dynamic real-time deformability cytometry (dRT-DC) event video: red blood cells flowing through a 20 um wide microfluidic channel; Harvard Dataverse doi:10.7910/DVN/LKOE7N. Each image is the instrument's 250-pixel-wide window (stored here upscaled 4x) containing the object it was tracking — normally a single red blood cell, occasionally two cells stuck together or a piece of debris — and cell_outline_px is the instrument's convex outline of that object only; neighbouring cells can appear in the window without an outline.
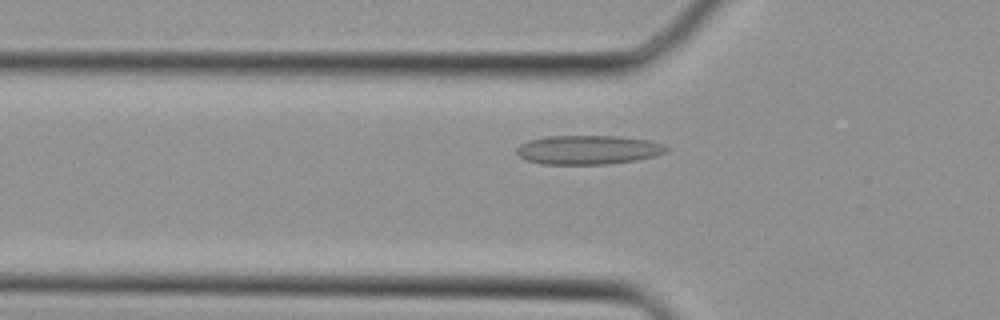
{"species": "Egyptian fruit bat (a non-hibernating species)", "species_latin": "Rousettus aegyptiacus", "temperature_condition": "cold", "stored_images_in_passage": 37, "camera_frame_rate_fps": 3000, "um_per_image_px": 0.085, "animal": {"sex": "female"}, "frame": {"image": 1, "passage_image": 12, "time_ms": 3.667, "image_size_px": [1000, 320], "cell_outline_px": [[672, 148], [668, 152], [636, 160], [608, 164], [540, 164], [528, 160], [520, 156], [516, 152], [516, 148], [520, 144], [528, 140], [548, 136], [616, 136], [652, 140], [664, 144]], "centroid_in_image_um": [50.04, 12.73], "position_along_channel_um": 75.8, "area_um2": 25.55}}
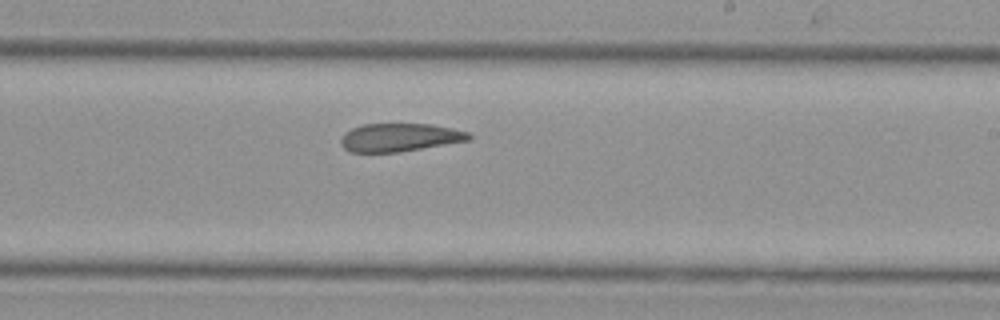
{"frame": {"image": 2, "passage_image": 22, "time_ms": 7.0, "image_size_px": [1000, 320], "cell_outline_px": [[472, 140], [400, 152], [348, 152], [340, 144], [340, 140], [344, 132], [352, 128], [364, 124], [432, 124], [452, 128], [468, 132], [472, 136]], "centroid_in_image_um": [33.98, 11.68], "position_along_channel_um": 255.0, "area_um2": 21.21}}
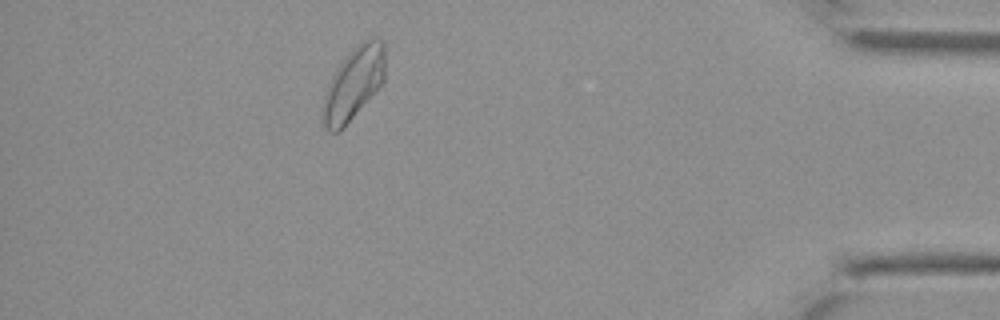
{"frame": {"image": 3, "passage_image": 33, "time_ms": 10.667, "image_size_px": [1000, 320], "cell_outline_px": [[384, 80], [344, 128], [340, 132], [332, 132], [320, 120], [320, 116], [324, 92], [332, 76], [340, 64], [364, 40], [384, 40]], "centroid_in_image_um": [30.01, 7.19], "position_along_channel_um": 405.2, "area_um2": 25.66}}